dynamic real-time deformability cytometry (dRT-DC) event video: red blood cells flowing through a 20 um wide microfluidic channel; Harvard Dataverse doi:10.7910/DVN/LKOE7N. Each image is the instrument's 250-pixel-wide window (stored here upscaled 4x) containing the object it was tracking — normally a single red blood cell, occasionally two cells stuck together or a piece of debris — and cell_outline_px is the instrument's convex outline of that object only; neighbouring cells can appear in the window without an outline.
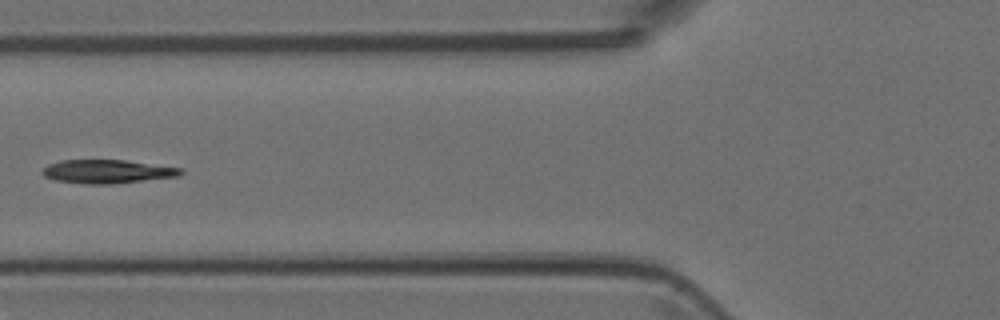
{"species": "Egyptian fruit bat (a non-hibernating species)", "species_latin": "Rousettus aegyptiacus", "temperature_condition": "room temperature", "stored_images_in_passage": 5, "camera_frame_rate_fps": 3000, "um_per_image_px": 0.085, "animal": {"sex": "female"}, "frame": {"image": 1, "passage_image": 5, "time_ms": 1.333, "image_size_px": [1000, 320], "cell_outline_px": [[184, 172], [180, 176], [112, 184], [88, 184], [56, 180], [44, 176], [40, 172], [48, 164], [60, 160], [124, 160], [184, 168]], "centroid_in_image_um": [9.15, 14.57], "position_along_channel_um": 116.7, "area_um2": 19.07}}